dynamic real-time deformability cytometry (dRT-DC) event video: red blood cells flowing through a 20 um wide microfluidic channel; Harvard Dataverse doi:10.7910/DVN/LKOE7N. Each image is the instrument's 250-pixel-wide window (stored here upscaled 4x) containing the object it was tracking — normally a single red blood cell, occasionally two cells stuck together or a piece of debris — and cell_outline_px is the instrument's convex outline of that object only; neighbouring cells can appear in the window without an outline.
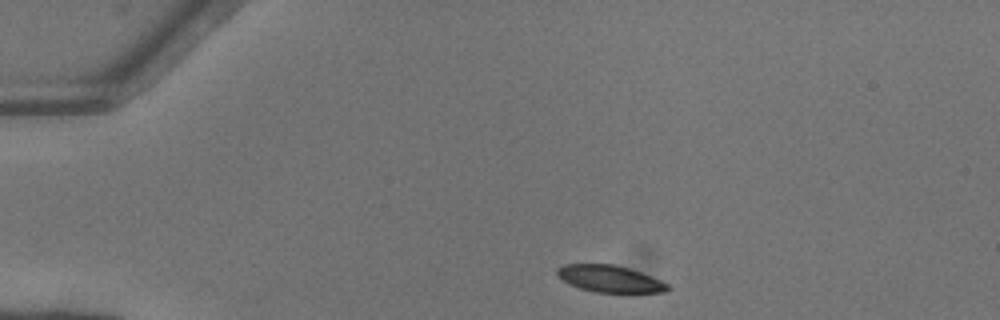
{"species": "common noctule bat (a hibernating species)", "species_latin": "Nyctalus noctula", "temperature_condition": "warm", "stored_images_in_passage": 41, "camera_frame_rate_fps": 3000, "um_per_image_px": 0.085, "animal": {"sex": "female"}, "frame": {"image": 1, "passage_image": 1, "time_ms": 0.0, "image_size_px": [1000, 320], "cell_outline_px": [[672, 288], [664, 292], [596, 292], [580, 288], [568, 284], [556, 276], [556, 268], [564, 264], [612, 264], [628, 268], [640, 272], [660, 280], [668, 284]], "centroid_in_image_um": [51.78, 23.69], "position_along_channel_um": 33.2, "area_um2": 17.28}}
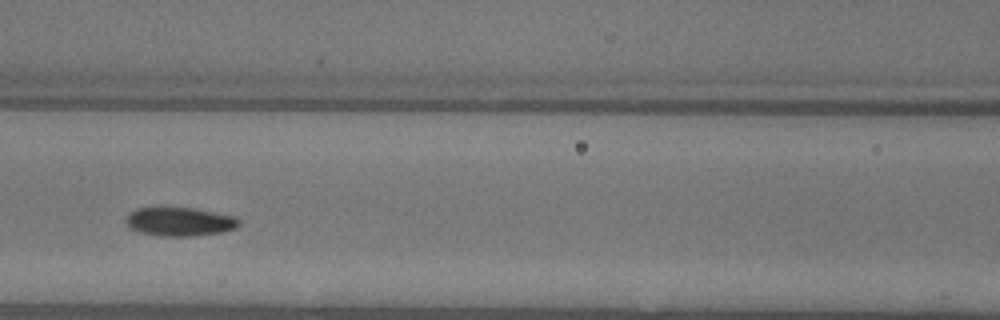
{"frame": {"image": 2, "passage_image": 14, "time_ms": 4.333, "image_size_px": [1000, 320], "cell_outline_px": [[240, 224], [236, 228], [224, 232], [192, 236], [160, 236], [140, 232], [128, 228], [124, 220], [128, 212], [136, 208], [160, 204], [164, 204], [192, 208], [216, 212], [236, 216], [240, 220]], "centroid_in_image_um": [15.2, 18.79], "position_along_channel_um": 151.4, "area_um2": 20.06}}
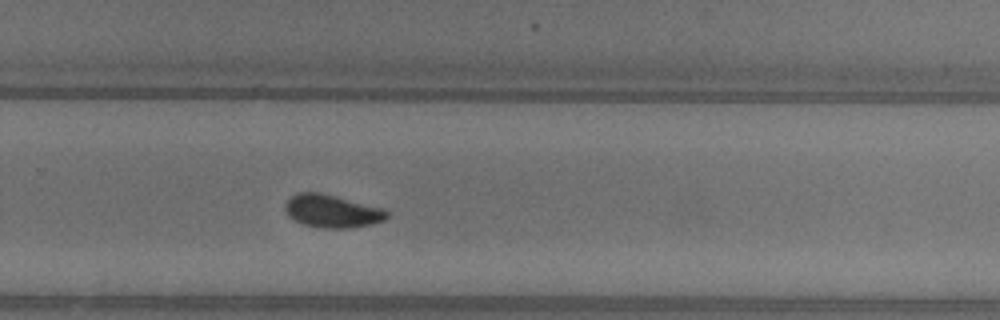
{"frame": {"image": 3, "passage_image": 25, "time_ms": 8.0, "image_size_px": [1000, 320], "cell_outline_px": [[388, 216], [384, 220], [372, 224], [352, 228], [320, 228], [304, 224], [288, 216], [284, 208], [284, 204], [296, 192], [320, 192], [384, 208], [388, 212]], "centroid_in_image_um": [28.22, 17.94], "position_along_channel_um": 301.6, "area_um2": 19.59}, "authors_computed_cell_mechanics": {"area_um2": 19.0162, "velocity_mm_per_s": 4.1095, "shape_relaxation_time_tau1_ms": 4.3807, "shape_relaxation_time_tau2_ms": 5.1578, "deformation_change_tau1": 0.1198, "deformation_change_tau2": 0.0652}}